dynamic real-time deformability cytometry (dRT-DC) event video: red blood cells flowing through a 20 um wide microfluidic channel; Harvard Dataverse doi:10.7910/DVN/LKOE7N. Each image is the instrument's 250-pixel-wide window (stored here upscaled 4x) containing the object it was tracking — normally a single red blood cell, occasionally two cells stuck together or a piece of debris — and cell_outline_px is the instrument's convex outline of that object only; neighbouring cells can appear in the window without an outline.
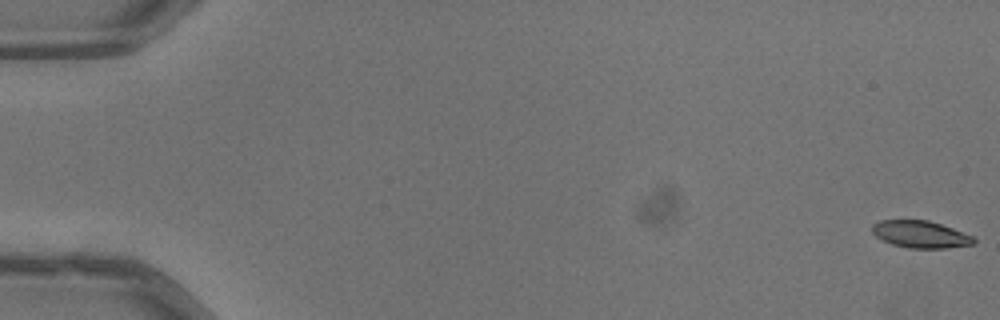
{"species": "common noctule bat (a hibernating species)", "species_latin": "Nyctalus noctula", "temperature_condition": "warm", "stored_images_in_passage": 53, "camera_frame_rate_fps": 3000, "um_per_image_px": 0.085, "animal": {"sex": "male", "body_mass_g": 13.3}, "frame": {"image": 1, "passage_image": 1, "time_ms": 0.0, "image_size_px": [1000, 320], "cell_outline_px": [[976, 244], [944, 248], [908, 248], [892, 244], [876, 236], [872, 232], [872, 224], [880, 220], [928, 220], [952, 228], [972, 236], [976, 240]], "centroid_in_image_um": [78.24, 19.92], "position_along_channel_um": 6.8, "area_um2": 15.95}}
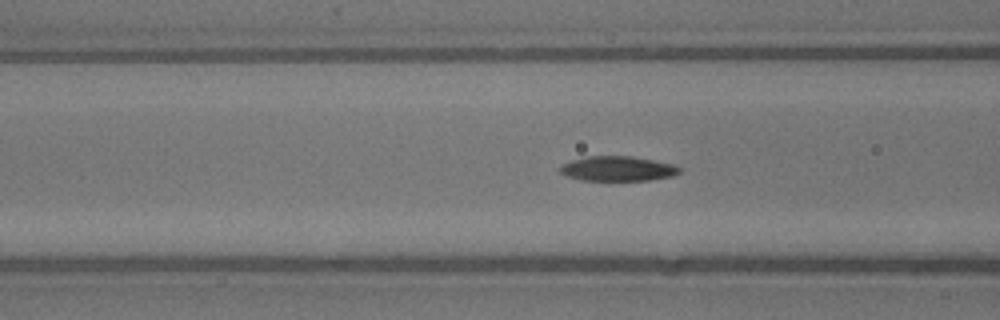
{"frame": {"image": 2, "passage_image": 22, "time_ms": 7.0, "image_size_px": [1000, 320], "cell_outline_px": [[680, 172], [672, 176], [648, 180], [580, 180], [568, 176], [560, 172], [560, 168], [564, 164], [572, 160], [588, 156], [632, 156], [676, 164], [680, 168]], "centroid_in_image_um": [52.54, 14.33], "position_along_channel_um": 114.1, "area_um2": 17.17}}
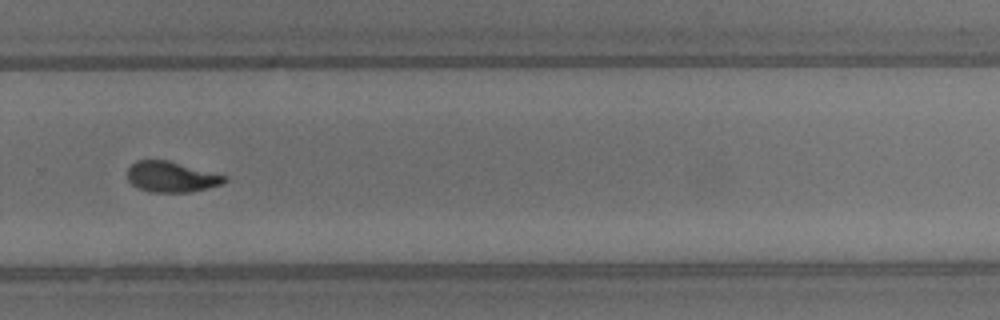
{"frame": {"image": 3, "passage_image": 37, "time_ms": 12.0, "image_size_px": [1000, 320], "cell_outline_px": [[228, 180], [224, 184], [192, 192], [152, 192], [140, 188], [132, 184], [128, 180], [128, 168], [136, 160], [168, 160], [228, 176]], "centroid_in_image_um": [14.62, 15.03], "position_along_channel_um": 315.2, "area_um2": 17.4}, "authors_computed_cell_mechanics": {"area_um2": 17.5134, "velocity_mm_per_s": 4.0279, "shape_relaxation_time_tau1_ms": 3.2568, "shape_relaxation_time_tau2_ms": 2.2872, "deformation_change_tau1": 0.1531, "deformation_change_tau2": 0.0747}}